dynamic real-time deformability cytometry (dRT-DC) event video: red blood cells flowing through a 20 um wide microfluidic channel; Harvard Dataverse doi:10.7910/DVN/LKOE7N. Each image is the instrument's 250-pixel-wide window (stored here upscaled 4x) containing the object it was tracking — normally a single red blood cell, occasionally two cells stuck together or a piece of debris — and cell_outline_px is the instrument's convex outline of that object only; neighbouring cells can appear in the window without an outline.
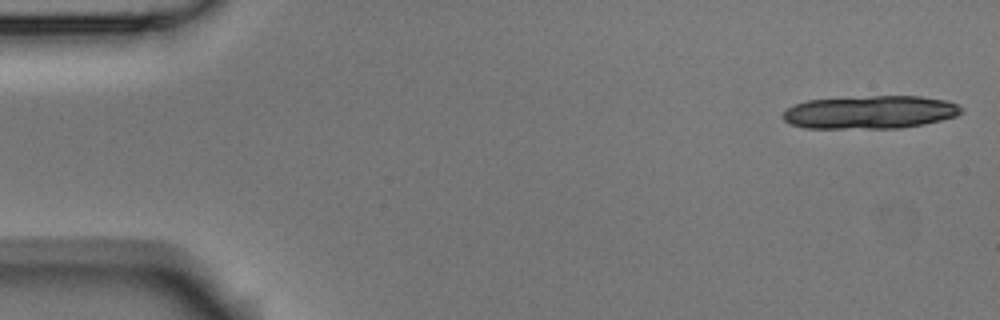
{"species": "Egyptian fruit bat (a non-hibernating species)", "species_latin": "Rousettus aegyptiacus", "temperature_condition": "room temperature", "stored_images_in_passage": 5, "camera_frame_rate_fps": 3000, "um_per_image_px": 0.085, "animal": {"sex": "male"}, "frame": {"image": 1, "passage_image": 1, "time_ms": 0.0, "image_size_px": [1000, 320], "cell_outline_px": [[964, 108], [956, 116], [924, 124], [900, 128], [804, 128], [788, 124], [784, 120], [784, 112], [788, 108], [796, 104], [808, 100], [872, 96], [920, 96], [944, 100], [956, 104]], "centroid_in_image_um": [73.95, 9.54], "position_along_channel_um": 11.0, "area_um2": 34.22}}
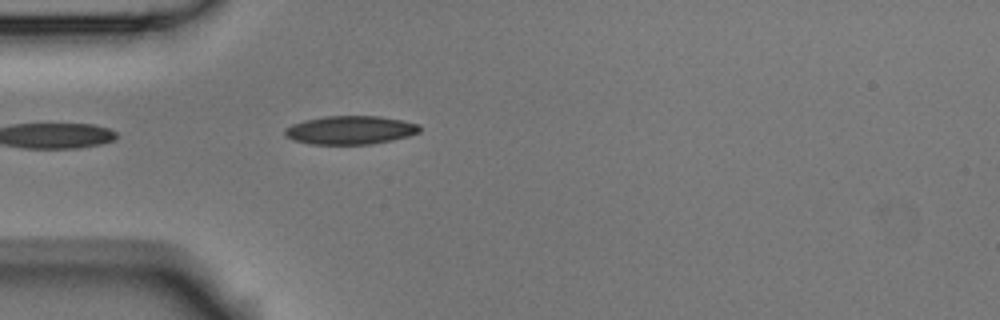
{"frame": {"image": 2, "passage_image": 5, "time_ms": 1.333, "image_size_px": [1000, 320], "cell_outline_px": [[420, 132], [408, 136], [392, 140], [372, 144], [312, 144], [292, 140], [284, 136], [284, 128], [292, 124], [304, 120], [324, 116], [380, 116], [420, 124]], "centroid_in_image_um": [29.75, 11.05], "position_along_channel_um": 55.3, "area_um2": 22.48}}